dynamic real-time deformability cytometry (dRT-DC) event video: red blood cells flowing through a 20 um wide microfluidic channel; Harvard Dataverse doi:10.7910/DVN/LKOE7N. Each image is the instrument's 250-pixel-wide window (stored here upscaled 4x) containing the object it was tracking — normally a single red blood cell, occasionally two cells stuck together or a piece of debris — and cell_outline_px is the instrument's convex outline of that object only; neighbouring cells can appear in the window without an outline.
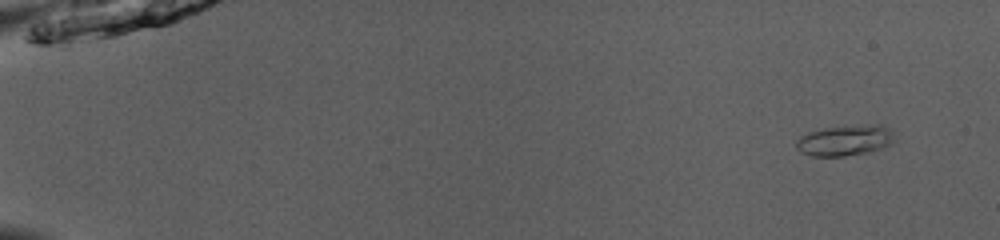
{"species": "common noctule bat (a hibernating species)", "species_latin": "Nyctalus noctula", "temperature_condition": "room temperature", "stored_images_in_passage": 49, "camera_frame_rate_fps": 3000, "um_per_image_px": 0.085, "animal": {"sex": "male", "body_mass_g": 13.0, "forearm_length_mm": 53.1}, "frame": {"image": 1, "passage_image": 1, "time_ms": 0.0, "image_size_px": [1000, 240], "cell_outline_px": [[892, 144], [868, 152], [844, 156], [812, 156], [800, 152], [796, 148], [796, 140], [800, 136], [808, 132], [824, 128], [876, 124], [880, 124], [892, 128]], "centroid_in_image_um": [71.8, 11.93], "position_along_channel_um": 13.2, "area_um2": 17.51}}
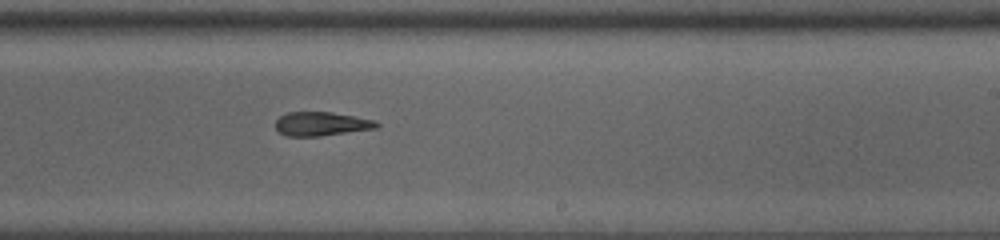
{"frame": {"image": 2, "passage_image": 31, "time_ms": 10.0, "image_size_px": [1000, 240], "cell_outline_px": [[380, 124], [376, 128], [320, 136], [284, 136], [276, 128], [276, 120], [280, 116], [288, 112], [332, 112], [376, 120]], "centroid_in_image_um": [27.31, 10.52], "position_along_channel_um": 261.7, "area_um2": 14.05}}
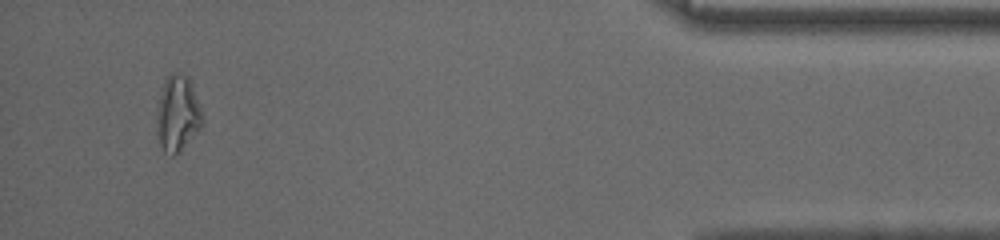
{"frame": {"image": 3, "passage_image": 47, "time_ms": 15.333, "image_size_px": [1000, 240], "cell_outline_px": [[204, 120], [200, 128], [180, 152], [172, 156], [164, 152], [160, 144], [156, 120], [156, 108], [164, 80], [172, 72], [176, 72], [188, 76], [200, 108]], "centroid_in_image_um": [15.08, 9.66], "position_along_channel_um": 420.1, "area_um2": 20.11}, "authors_computed_cell_mechanics": {"area_um2": 15.317, "velocity_mm_per_s": 3.9864, "shape_relaxation_time_tau1_ms": null, "shape_relaxation_time_tau2_ms": 2.5739, "deformation_change_tau1": null, "deformation_change_tau2": 0.109}}